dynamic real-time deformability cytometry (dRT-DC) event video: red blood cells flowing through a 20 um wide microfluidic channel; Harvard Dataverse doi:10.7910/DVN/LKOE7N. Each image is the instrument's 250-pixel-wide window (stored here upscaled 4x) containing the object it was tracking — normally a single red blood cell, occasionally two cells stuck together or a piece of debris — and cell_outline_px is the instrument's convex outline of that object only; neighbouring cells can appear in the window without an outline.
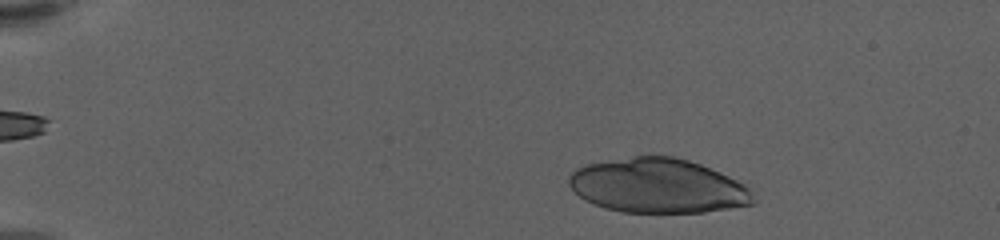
{"species": "human", "species_latin": "Homo sapiens", "temperature_condition": "warm", "stored_images_in_passage": 47, "camera_frame_rate_fps": 3000, "um_per_image_px": 0.085, "donor": {"sex": "female"}, "frame": {"image": 1, "passage_image": 4, "time_ms": 1.0, "image_size_px": [1000, 240], "cell_outline_px": [[756, 204], [704, 212], [624, 212], [604, 208], [584, 200], [568, 184], [568, 176], [576, 168], [584, 164], [636, 156], [672, 156], [688, 160], [700, 164], [720, 172], [744, 184], [748, 188], [756, 200]], "centroid_in_image_um": [55.91, 15.8], "position_along_channel_um": 29.1, "area_um2": 58.44}}